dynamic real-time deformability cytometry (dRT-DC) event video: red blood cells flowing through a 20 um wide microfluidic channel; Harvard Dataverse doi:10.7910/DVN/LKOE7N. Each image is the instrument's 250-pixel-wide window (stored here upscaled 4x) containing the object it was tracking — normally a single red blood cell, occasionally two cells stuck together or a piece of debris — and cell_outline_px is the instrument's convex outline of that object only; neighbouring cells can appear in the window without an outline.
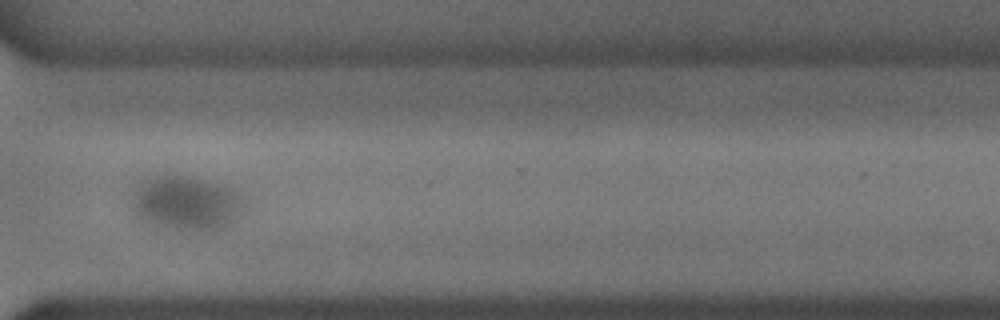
{"species": "common noctule bat (a hibernating species)", "species_latin": "Nyctalus noctula", "temperature_condition": "cold", "stored_images_in_passage": 46, "camera_frame_rate_fps": 3000, "um_per_image_px": 0.085, "animal": {"sex": "male", "body_mass_g": 18.8}, "frame": {"image": 1, "passage_image": 33, "time_ms": 10.667, "image_size_px": [1000, 320], "cell_outline_px": [[248, 212], [232, 224], [216, 232], [208, 232], [168, 228], [140, 224], [132, 216], [128, 208], [128, 200], [140, 184], [144, 180], [152, 176], [184, 176], [208, 180], [224, 184], [236, 188], [248, 200]], "centroid_in_image_um": [15.88, 17.33], "position_along_channel_um": 354.7, "area_um2": 38.26}}
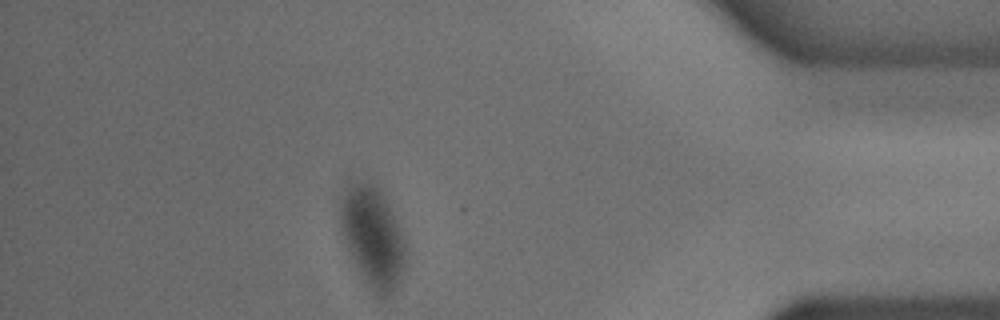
{"frame": {"image": 2, "passage_image": 40, "time_ms": 13.0, "image_size_px": [1000, 320], "cell_outline_px": [[408, 248], [404, 268], [400, 280], [392, 292], [388, 296], [380, 296], [372, 288], [356, 264], [340, 232], [340, 200], [344, 188], [352, 180], [360, 180], [376, 184], [388, 204], [404, 236]], "centroid_in_image_um": [31.69, 20.04], "position_along_channel_um": 403.5, "area_um2": 38.03}}